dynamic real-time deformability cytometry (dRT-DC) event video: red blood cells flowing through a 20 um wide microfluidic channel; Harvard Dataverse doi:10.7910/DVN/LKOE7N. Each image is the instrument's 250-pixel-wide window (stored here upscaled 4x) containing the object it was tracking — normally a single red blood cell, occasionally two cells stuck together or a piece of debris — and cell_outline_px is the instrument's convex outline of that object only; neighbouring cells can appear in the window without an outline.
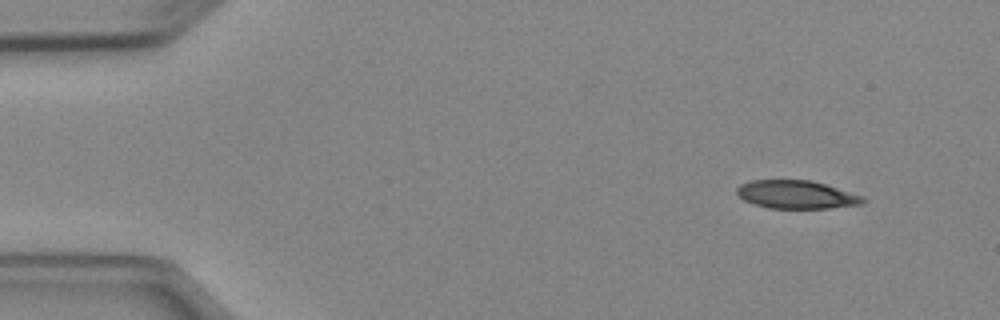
{"species": "Egyptian fruit bat (a non-hibernating species)", "species_latin": "Rousettus aegyptiacus", "temperature_condition": "cold", "stored_images_in_passage": 7, "camera_frame_rate_fps": 3000, "um_per_image_px": 0.085, "animal": {"sex": "female"}, "frame": {"image": 1, "passage_image": 1, "time_ms": 0.0, "image_size_px": [1000, 320], "cell_outline_px": [[868, 200], [864, 204], [828, 208], [768, 208], [744, 200], [736, 192], [736, 188], [740, 184], [752, 180], [812, 180], [864, 196]], "centroid_in_image_um": [67.74, 16.53], "position_along_channel_um": 17.3, "area_um2": 20.75}}
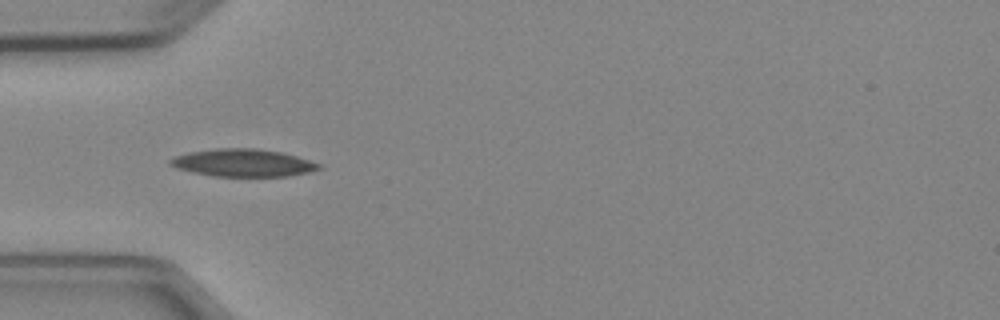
{"frame": {"image": 2, "passage_image": 4, "time_ms": 3.667, "image_size_px": [1000, 320], "cell_outline_px": [[324, 168], [308, 172], [288, 176], [212, 176], [192, 172], [176, 168], [168, 164], [168, 160], [172, 156], [188, 152], [216, 148], [256, 148], [280, 152], [296, 156], [320, 164]], "centroid_in_image_um": [20.6, 13.84], "position_along_channel_um": 64.4, "area_um2": 23.99}}